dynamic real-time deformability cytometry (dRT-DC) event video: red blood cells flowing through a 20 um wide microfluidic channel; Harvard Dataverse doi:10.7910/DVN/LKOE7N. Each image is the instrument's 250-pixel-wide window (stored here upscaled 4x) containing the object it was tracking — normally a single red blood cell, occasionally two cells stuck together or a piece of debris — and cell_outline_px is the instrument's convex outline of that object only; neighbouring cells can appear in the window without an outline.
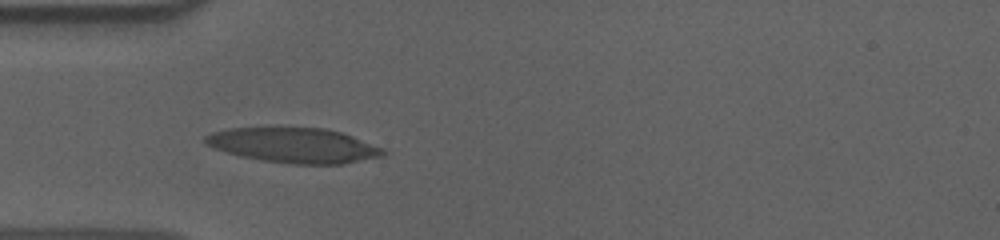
{"species": "human", "species_latin": "Homo sapiens", "temperature_condition": "cold", "stored_images_in_passage": 40, "camera_frame_rate_fps": 3000, "um_per_image_px": 0.085, "donor": {"sex": "male"}, "frame": {"image": 1, "passage_image": 1, "time_ms": 0.0, "image_size_px": [1000, 240], "cell_outline_px": [[388, 152], [384, 156], [344, 164], [292, 164], [260, 160], [240, 156], [212, 148], [204, 144], [204, 136], [212, 132], [228, 128], [324, 128], [340, 132], [352, 136], [384, 148]], "centroid_in_image_um": [24.98, 12.36], "position_along_channel_um": 60.0, "area_um2": 36.41}}
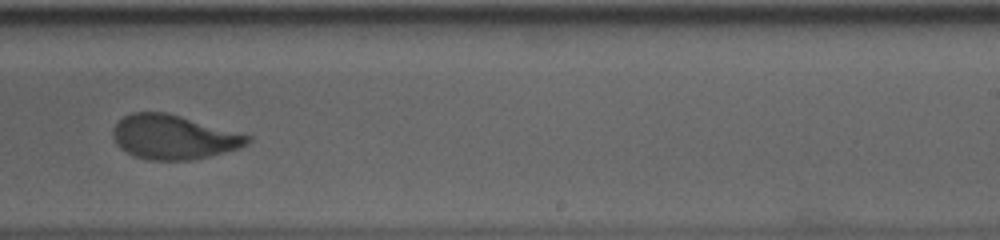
{"frame": {"image": 2, "passage_image": 19, "time_ms": 6.0, "image_size_px": [1000, 240], "cell_outline_px": [[252, 140], [248, 144], [240, 148], [192, 160], [148, 160], [132, 156], [120, 148], [116, 144], [112, 136], [112, 128], [124, 116], [132, 112], [168, 112], [252, 136]], "centroid_in_image_um": [14.74, 11.65], "position_along_channel_um": 274.3, "area_um2": 34.97}}
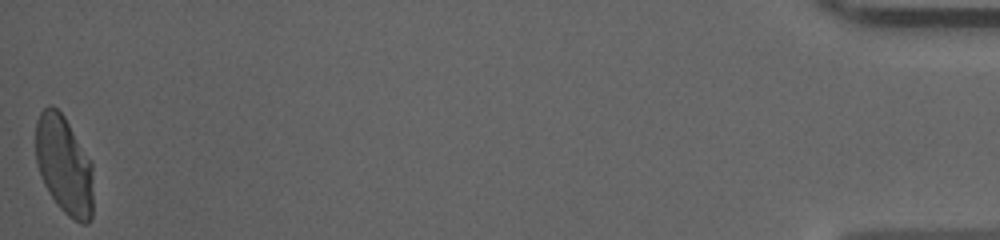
{"frame": {"image": 3, "passage_image": 40, "time_ms": 13.0, "image_size_px": [1000, 240], "cell_outline_px": [[92, 220], [88, 224], [80, 224], [68, 216], [56, 204], [48, 192], [44, 184], [36, 164], [36, 120], [40, 112], [48, 104], [52, 104], [64, 116], [92, 164]], "centroid_in_image_um": [5.44, 14.06], "position_along_channel_um": 429.8, "area_um2": 33.12}, "authors_computed_cell_mechanics": {"area_um2": 35.5759, "velocity_mm_per_s": 3.6083, "shape_relaxation_time_tau1_ms": 5.0344, "shape_relaxation_time_tau2_ms": 1.0888, "deformation_change_tau1": 0.197, "deformation_change_tau2": 0.0618}}